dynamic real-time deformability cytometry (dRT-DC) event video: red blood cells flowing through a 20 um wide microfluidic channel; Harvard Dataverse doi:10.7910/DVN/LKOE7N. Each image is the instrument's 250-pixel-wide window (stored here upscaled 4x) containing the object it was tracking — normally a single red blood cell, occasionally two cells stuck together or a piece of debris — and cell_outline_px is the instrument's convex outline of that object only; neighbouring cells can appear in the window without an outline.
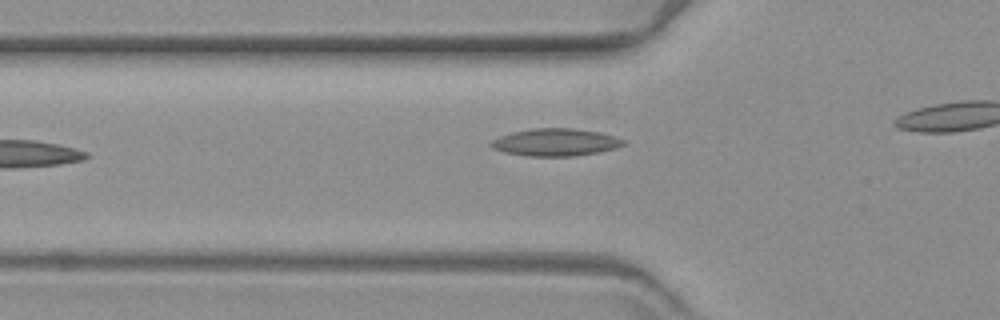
{"species": "common noctule bat (a hibernating species)", "species_latin": "Nyctalus noctula", "temperature_condition": "warm", "stored_images_in_passage": 10, "camera_frame_rate_fps": 3000, "um_per_image_px": 0.085, "animal": {"sex": "female", "body_mass_g": 19.3, "forearm_length_mm": 54.1}, "frame": {"image": 1, "passage_image": 2, "time_ms": 0.333, "image_size_px": [1000, 320], "cell_outline_px": [[624, 144], [616, 148], [596, 152], [572, 156], [528, 156], [504, 152], [492, 148], [488, 144], [492, 140], [500, 136], [512, 132], [532, 128], [572, 128], [600, 132], [616, 136], [624, 140]], "centroid_in_image_um": [47.19, 12.08], "position_along_channel_um": 78.6, "area_um2": 21.1}}